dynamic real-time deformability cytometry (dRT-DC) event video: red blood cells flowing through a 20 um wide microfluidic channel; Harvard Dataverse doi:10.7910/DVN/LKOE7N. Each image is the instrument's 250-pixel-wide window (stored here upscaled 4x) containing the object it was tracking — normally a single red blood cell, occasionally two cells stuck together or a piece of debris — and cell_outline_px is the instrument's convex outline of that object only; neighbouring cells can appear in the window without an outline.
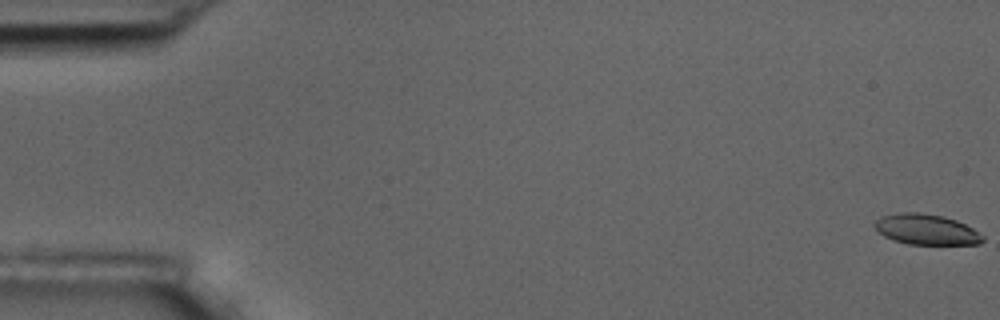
{"species": "common noctule bat (a hibernating species)", "species_latin": "Nyctalus noctula", "temperature_condition": "room temperature", "stored_images_in_passage": 6, "camera_frame_rate_fps": 3000, "um_per_image_px": 0.085, "animal": {"sex": "male", "body_mass_g": 17.5, "forearm_length_mm": 52.3}, "frame": {"image": 1, "passage_image": 1, "time_ms": 0.0, "image_size_px": [1000, 320], "cell_outline_px": [[984, 240], [980, 244], [908, 244], [884, 236], [872, 224], [880, 216], [900, 212], [920, 212], [944, 216], [956, 220], [972, 228], [984, 236]], "centroid_in_image_um": [78.73, 19.49], "position_along_channel_um": 6.3, "area_um2": 19.19}}
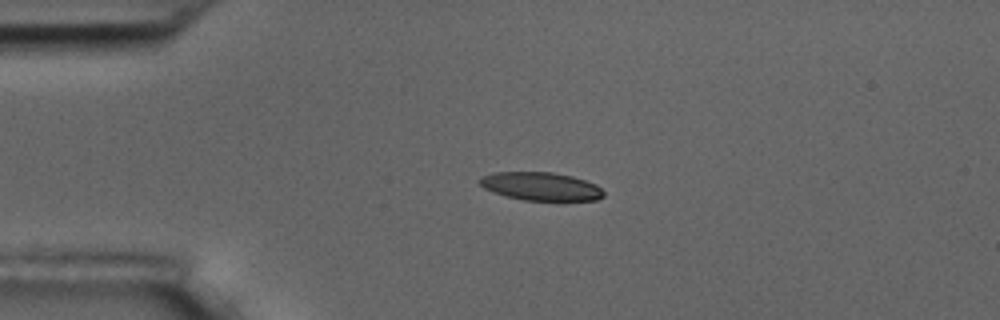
{"frame": {"image": 2, "passage_image": 4, "time_ms": 4.333, "image_size_px": [1000, 320], "cell_outline_px": [[604, 196], [596, 200], [560, 204], [524, 200], [504, 196], [492, 192], [484, 188], [480, 184], [480, 176], [496, 172], [552, 172], [572, 176], [596, 184], [604, 192]], "centroid_in_image_um": [46.04, 15.9], "position_along_channel_um": 39.0, "area_um2": 21.39}}